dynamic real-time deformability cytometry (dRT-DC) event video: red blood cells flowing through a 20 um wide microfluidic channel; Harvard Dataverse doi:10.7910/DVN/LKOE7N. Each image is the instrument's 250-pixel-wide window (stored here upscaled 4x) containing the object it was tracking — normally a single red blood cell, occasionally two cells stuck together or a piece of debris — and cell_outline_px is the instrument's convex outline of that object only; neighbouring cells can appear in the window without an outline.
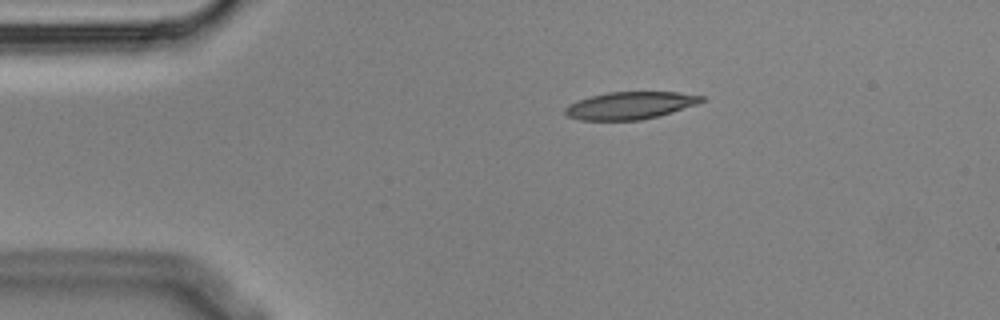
{"species": "Egyptian fruit bat (a non-hibernating species)", "species_latin": "Rousettus aegyptiacus", "temperature_condition": "cold", "stored_images_in_passage": 3, "camera_frame_rate_fps": 3000, "um_per_image_px": 0.085, "animal": {"sex": "male"}, "frame": {"image": 1, "passage_image": 1, "time_ms": 0.0, "image_size_px": [1000, 320], "cell_outline_px": [[704, 100], [696, 104], [672, 112], [640, 120], [580, 120], [568, 116], [564, 112], [564, 108], [568, 104], [592, 96], [608, 92], [676, 92], [704, 96]], "centroid_in_image_um": [53.54, 8.96], "position_along_channel_um": 31.5, "area_um2": 21.5}}
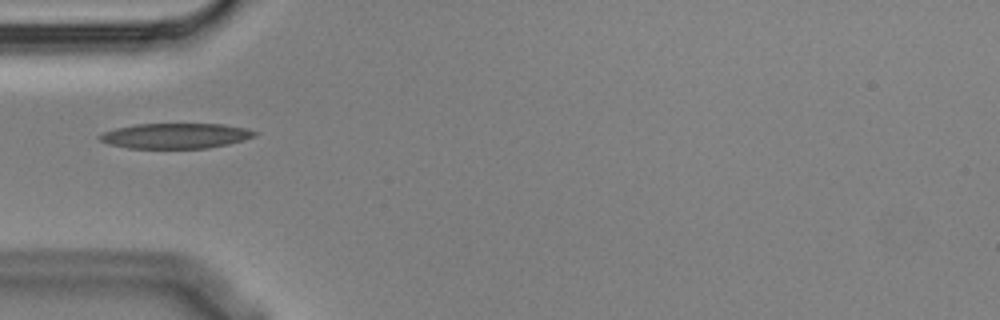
{"frame": {"image": 2, "passage_image": 3, "time_ms": 0.667, "image_size_px": [1000, 320], "cell_outline_px": [[260, 132], [256, 136], [244, 140], [228, 144], [208, 148], [128, 148], [108, 144], [100, 140], [96, 136], [104, 132], [116, 128], [136, 124], [224, 124], [248, 128]], "centroid_in_image_um": [14.96, 11.54], "position_along_channel_um": 70.0, "area_um2": 23.0}}